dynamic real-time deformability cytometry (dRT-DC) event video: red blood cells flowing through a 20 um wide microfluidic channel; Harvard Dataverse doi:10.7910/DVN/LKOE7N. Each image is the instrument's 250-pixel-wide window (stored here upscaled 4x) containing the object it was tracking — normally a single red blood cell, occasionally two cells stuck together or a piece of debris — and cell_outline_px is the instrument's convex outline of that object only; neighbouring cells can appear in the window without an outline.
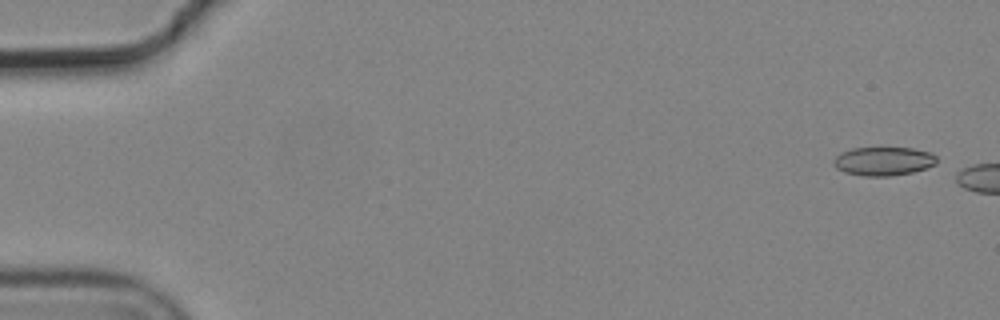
{"species": "common noctule bat (a hibernating species)", "species_latin": "Nyctalus noctula", "temperature_condition": "cold", "stored_images_in_passage": 3, "camera_frame_rate_fps": 3000, "um_per_image_px": 0.085, "animal": {"sex": "male", "body_mass_g": 19.2, "forearm_length_mm": 51.8}, "frame": {"image": 1, "passage_image": 1, "time_ms": 0.0, "image_size_px": [1000, 320], "cell_outline_px": [[936, 164], [912, 172], [892, 176], [864, 176], [844, 172], [836, 168], [832, 164], [832, 160], [840, 152], [852, 148], [912, 148], [932, 152], [936, 156]], "centroid_in_image_um": [75.06, 13.7], "position_along_channel_um": 9.9, "area_um2": 17.34}}